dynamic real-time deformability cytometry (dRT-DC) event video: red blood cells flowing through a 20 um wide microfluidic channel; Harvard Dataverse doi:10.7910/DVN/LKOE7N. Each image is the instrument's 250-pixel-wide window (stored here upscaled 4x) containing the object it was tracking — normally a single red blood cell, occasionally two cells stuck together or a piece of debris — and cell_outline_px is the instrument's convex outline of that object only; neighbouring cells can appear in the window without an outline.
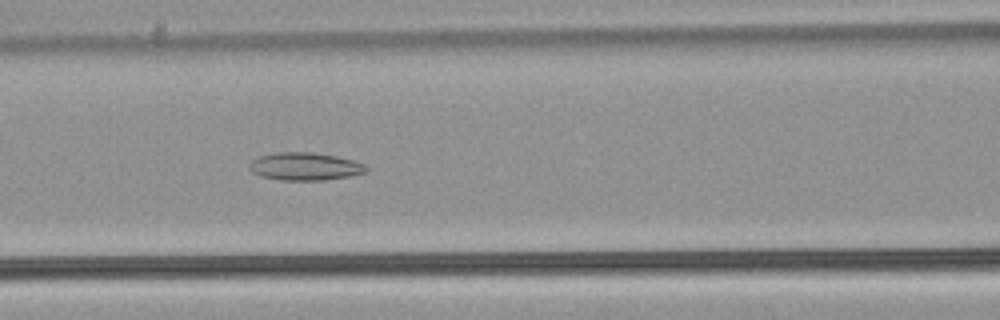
{"species": "common noctule bat (a hibernating species)", "species_latin": "Nyctalus noctula", "temperature_condition": "warm", "stored_images_in_passage": 51, "camera_frame_rate_fps": 3000, "um_per_image_px": 0.085, "animal": {"sex": "male", "body_mass_g": 21.5, "forearm_length_mm": 52.0}, "frame": {"image": 1, "passage_image": 22, "time_ms": 7.0, "image_size_px": [1000, 320], "cell_outline_px": [[368, 172], [348, 176], [324, 180], [280, 180], [260, 176], [252, 172], [248, 168], [248, 164], [256, 156], [276, 152], [312, 152], [336, 156], [356, 160], [364, 164], [368, 168]], "centroid_in_image_um": [25.9, 14.14], "position_along_channel_um": 140.7, "area_um2": 19.19}}
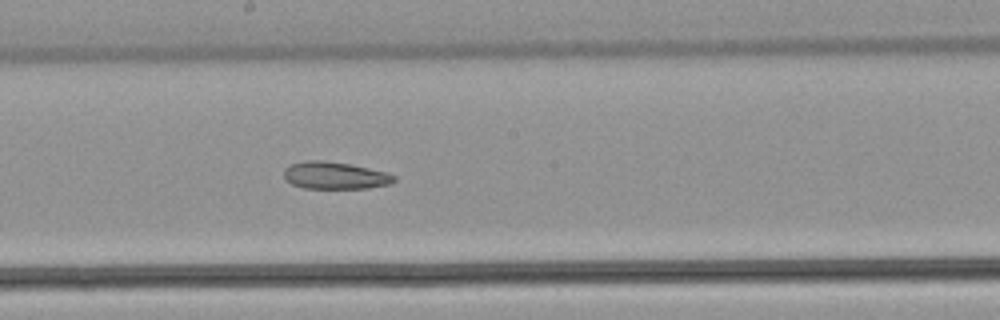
{"frame": {"image": 2, "passage_image": 28, "time_ms": 9.0, "image_size_px": [1000, 320], "cell_outline_px": [[396, 180], [388, 184], [368, 188], [304, 188], [292, 184], [284, 180], [284, 168], [292, 164], [308, 160], [320, 160], [352, 164], [388, 172], [396, 176]], "centroid_in_image_um": [28.48, 14.91], "position_along_channel_um": 219.7, "area_um2": 17.57}}
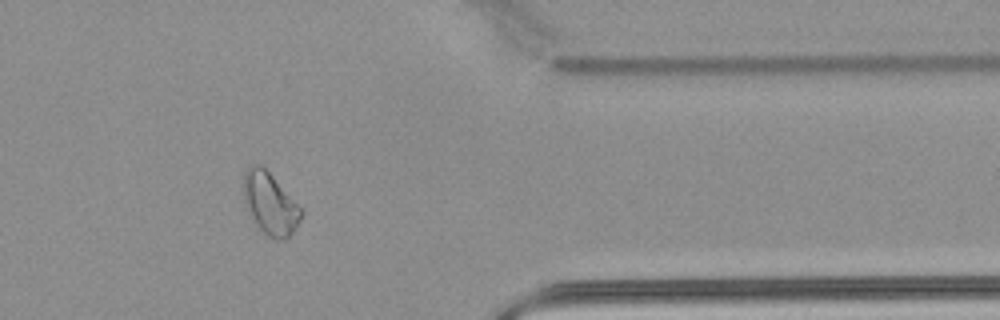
{"frame": {"image": 3, "passage_image": 42, "time_ms": 13.667, "image_size_px": [1000, 320], "cell_outline_px": [[304, 212], [296, 228], [288, 236], [280, 240], [276, 240], [268, 236], [252, 220], [244, 196], [244, 172], [248, 164], [260, 164], [272, 176]], "centroid_in_image_um": [22.95, 17.3], "position_along_channel_um": 388.5, "area_um2": 20.29}}